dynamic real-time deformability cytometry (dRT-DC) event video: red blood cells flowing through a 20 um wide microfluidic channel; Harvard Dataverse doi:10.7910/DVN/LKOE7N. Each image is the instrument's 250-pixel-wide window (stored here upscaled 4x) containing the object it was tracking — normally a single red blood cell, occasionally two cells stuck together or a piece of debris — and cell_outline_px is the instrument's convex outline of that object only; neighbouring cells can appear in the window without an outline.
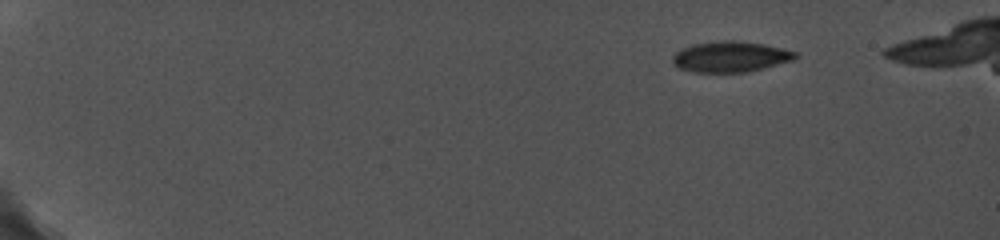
{"species": "common noctule bat (a hibernating species)", "species_latin": "Nyctalus noctula", "temperature_condition": "cold", "stored_images_in_passage": 27, "camera_frame_rate_fps": 5000, "um_per_image_px": 0.085, "animal": {"sex": "female", "body_mass_g": 19.0, "forearm_length_mm": 56.7}, "frame": {"image": 1, "passage_image": 1, "time_ms": 0.0, "image_size_px": [1000, 240], "cell_outline_px": [[800, 56], [792, 60], [764, 68], [744, 72], [696, 72], [680, 68], [672, 64], [672, 56], [680, 48], [696, 44], [720, 40], [740, 40], [764, 44], [800, 52]], "centroid_in_image_um": [62.11, 4.81], "position_along_channel_um": 22.9, "area_um2": 22.14}}
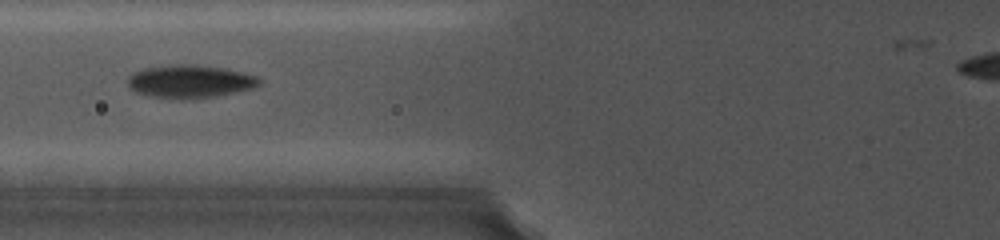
{"frame": {"image": 2, "passage_image": 13, "time_ms": 6.0, "image_size_px": [1000, 240], "cell_outline_px": [[260, 84], [252, 88], [212, 96], [152, 96], [136, 92], [128, 88], [128, 76], [132, 72], [144, 68], [168, 64], [192, 64], [224, 68], [256, 76], [260, 80]], "centroid_in_image_um": [16.08, 6.86], "position_along_channel_um": 109.7, "area_um2": 24.33}}
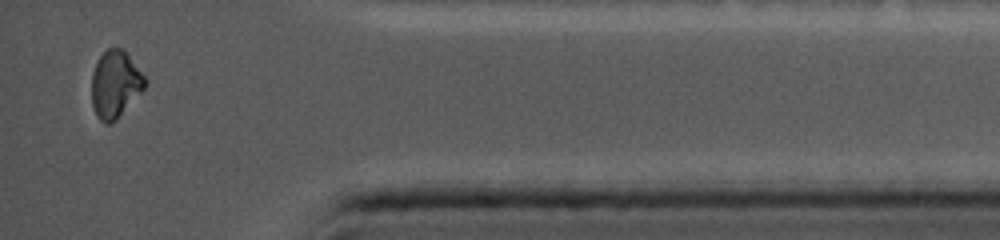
{"frame": {"image": 3, "passage_image": 27, "time_ms": 14.6, "image_size_px": [1000, 240], "cell_outline_px": [[148, 80], [144, 88], [116, 120], [108, 124], [104, 124], [96, 116], [92, 104], [92, 72], [100, 56], [108, 48], [124, 48]], "centroid_in_image_um": [9.8, 7.15], "position_along_channel_um": 425.4, "area_um2": 20.87}, "authors_computed_cell_mechanics": {"area_um2": 22.7732, "velocity_mm_per_s": 3.7928, "shape_relaxation_time_tau1_ms": null, "shape_relaxation_time_tau2_ms": 1.0884, "deformation_change_tau1": null, "deformation_change_tau2": 0.0349}}